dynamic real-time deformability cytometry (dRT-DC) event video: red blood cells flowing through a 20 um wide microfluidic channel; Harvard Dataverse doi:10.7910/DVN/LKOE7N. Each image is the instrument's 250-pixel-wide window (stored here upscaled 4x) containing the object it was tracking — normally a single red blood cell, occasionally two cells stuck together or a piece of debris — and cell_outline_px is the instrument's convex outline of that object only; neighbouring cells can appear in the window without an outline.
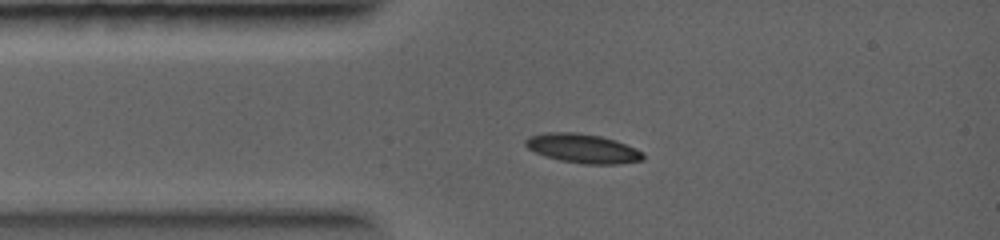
{"species": "common noctule bat (a hibernating species)", "species_latin": "Nyctalus noctula", "temperature_condition": "warm", "stored_images_in_passage": 4, "camera_frame_rate_fps": 5000, "um_per_image_px": 0.085, "animal": {"sex": "female", "body_mass_g": 19.0, "forearm_length_mm": 56.7}, "frame": {"image": 1, "passage_image": 1, "time_ms": 0.0, "image_size_px": [1000, 240], "cell_outline_px": [[644, 160], [616, 164], [584, 164], [560, 160], [544, 156], [528, 148], [524, 144], [524, 140], [528, 136], [544, 132], [576, 132], [600, 136], [616, 140], [636, 148], [644, 152]], "centroid_in_image_um": [49.53, 12.61], "position_along_channel_um": 35.5, "area_um2": 20.17}}